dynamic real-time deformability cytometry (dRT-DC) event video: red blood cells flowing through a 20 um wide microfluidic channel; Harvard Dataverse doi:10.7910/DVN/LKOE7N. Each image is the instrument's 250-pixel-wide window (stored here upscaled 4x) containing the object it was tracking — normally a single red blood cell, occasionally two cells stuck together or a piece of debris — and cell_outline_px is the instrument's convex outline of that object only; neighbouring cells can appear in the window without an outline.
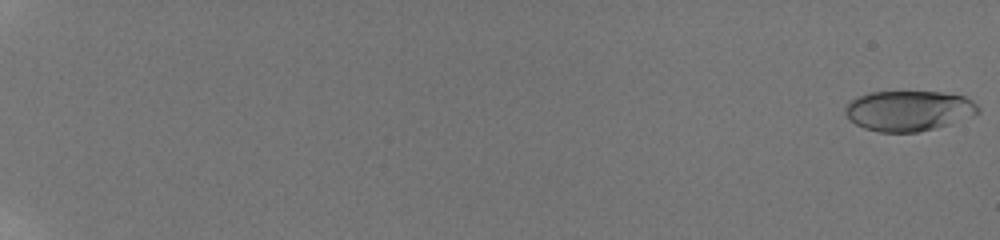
{"species": "human", "species_latin": "Homo sapiens", "temperature_condition": "room temperature", "stored_images_in_passage": 59, "camera_frame_rate_fps": 3000, "um_per_image_px": 0.085, "donor": {"sex": "male"}, "frame": {"image": 1, "passage_image": 1, "time_ms": 0.0, "image_size_px": [1000, 240], "cell_outline_px": [[980, 112], [948, 124], [936, 128], [916, 132], [880, 132], [864, 128], [856, 124], [844, 112], [844, 108], [852, 100], [868, 92], [940, 92], [964, 96], [972, 100], [980, 108]], "centroid_in_image_um": [77.24, 9.41], "position_along_channel_um": 7.8, "area_um2": 30.92}}
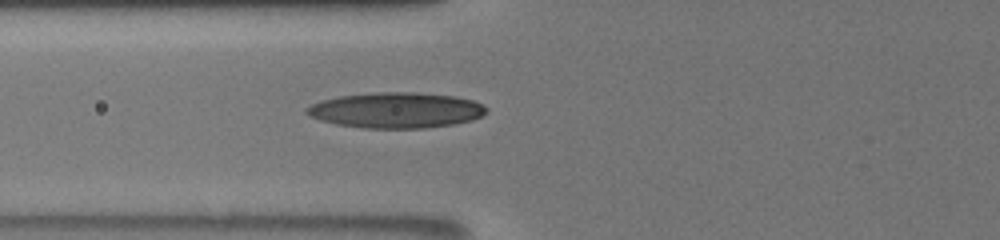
{"frame": {"image": 2, "passage_image": 28, "time_ms": 9.0, "image_size_px": [1000, 240], "cell_outline_px": [[488, 112], [472, 120], [452, 124], [424, 128], [364, 128], [336, 124], [320, 120], [308, 116], [304, 112], [304, 108], [320, 100], [340, 96], [380, 92], [416, 92], [456, 96], [476, 100], [484, 104], [488, 108]], "centroid_in_image_um": [33.68, 9.36], "position_along_channel_um": 92.1, "area_um2": 37.57}}
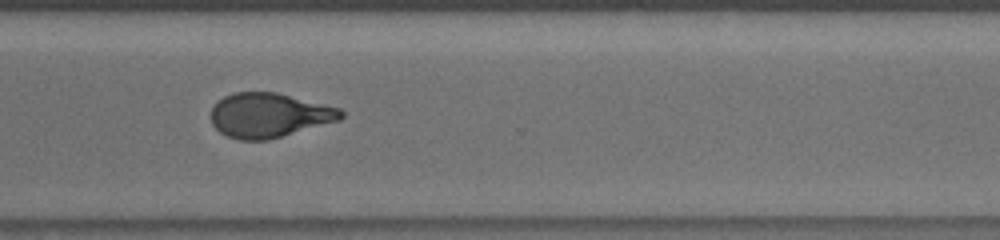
{"frame": {"image": 3, "passage_image": 48, "time_ms": 15.667, "image_size_px": [1000, 240], "cell_outline_px": [[344, 116], [340, 120], [268, 140], [236, 140], [220, 132], [212, 124], [212, 108], [224, 96], [232, 92], [276, 92], [340, 108], [344, 112]], "centroid_in_image_um": [22.88, 9.8], "position_along_channel_um": 347.7, "area_um2": 33.58}, "authors_computed_cell_mechanics": {"area_um2": 33.4662, "velocity_mm_per_s": 3.8392, "shape_relaxation_time_tau1_ms": 4.8291, "shape_relaxation_time_tau2_ms": 1.5463, "deformation_change_tau1": 0.1988, "deformation_change_tau2": 0.0898}}